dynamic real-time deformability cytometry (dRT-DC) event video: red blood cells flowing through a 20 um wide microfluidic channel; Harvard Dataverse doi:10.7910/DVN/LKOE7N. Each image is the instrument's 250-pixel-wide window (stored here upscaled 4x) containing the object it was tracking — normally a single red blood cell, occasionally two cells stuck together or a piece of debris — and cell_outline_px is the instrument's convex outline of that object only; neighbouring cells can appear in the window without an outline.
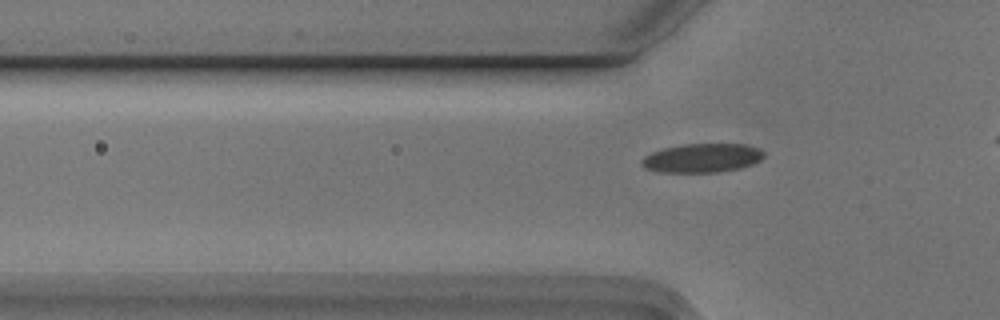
{"species": "Egyptian fruit bat (a non-hibernating species)", "species_latin": "Rousettus aegyptiacus", "temperature_condition": "cold", "stored_images_in_passage": 2, "camera_frame_rate_fps": 3000, "um_per_image_px": 0.085, "animal": {"sex": "male"}, "frame": {"image": 1, "passage_image": 2, "time_ms": 0.333, "image_size_px": [1000, 320], "cell_outline_px": [[764, 156], [760, 160], [752, 164], [740, 168], [716, 172], [660, 172], [644, 168], [640, 164], [640, 160], [644, 156], [652, 152], [664, 148], [684, 144], [748, 144], [760, 148], [764, 152]], "centroid_in_image_um": [59.68, 13.42], "position_along_channel_um": 66.1, "area_um2": 20.69}}